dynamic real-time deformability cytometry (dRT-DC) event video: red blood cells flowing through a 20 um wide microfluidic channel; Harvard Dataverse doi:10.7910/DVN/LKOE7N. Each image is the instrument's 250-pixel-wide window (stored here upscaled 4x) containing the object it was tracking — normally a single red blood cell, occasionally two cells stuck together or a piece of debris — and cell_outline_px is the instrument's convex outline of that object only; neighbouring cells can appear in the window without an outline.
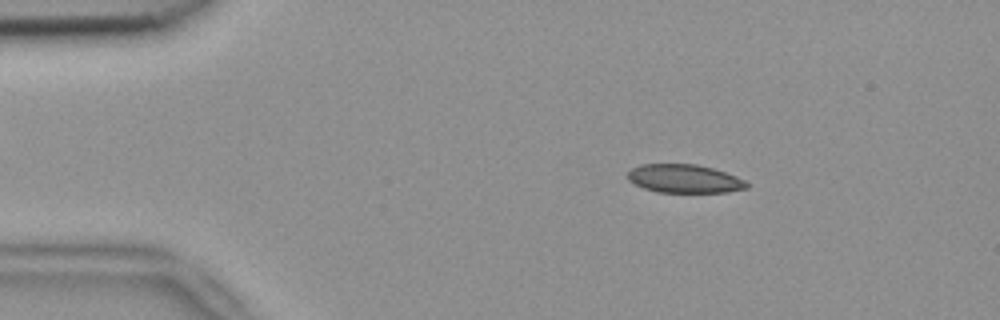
{"species": "common noctule bat (a hibernating species)", "species_latin": "Nyctalus noctula", "temperature_condition": "room temperature", "stored_images_in_passage": 52, "camera_frame_rate_fps": 3000, "um_per_image_px": 0.085, "animal": {"sex": "female", "body_mass_g": 18.4}, "frame": {"image": 1, "passage_image": 8, "time_ms": 2.333, "image_size_px": [1000, 320], "cell_outline_px": [[748, 188], [728, 192], [656, 192], [644, 188], [628, 180], [628, 172], [632, 168], [640, 164], [696, 164], [712, 168], [736, 176], [744, 180], [748, 184]], "centroid_in_image_um": [58.17, 15.19], "position_along_channel_um": 26.8, "area_um2": 19.65}}
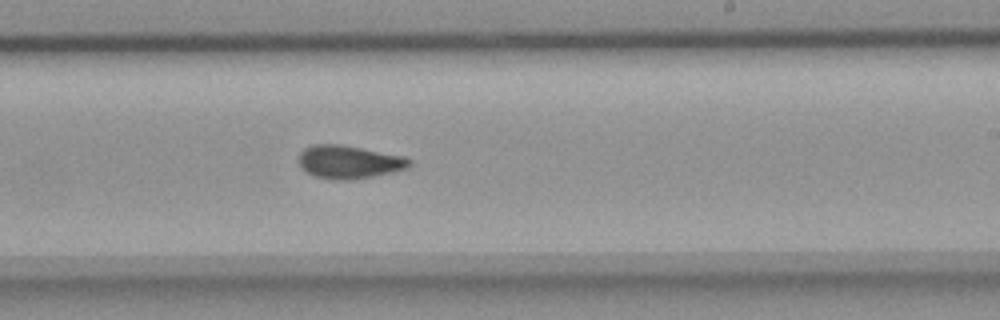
{"frame": {"image": 2, "passage_image": 31, "time_ms": 10.0, "image_size_px": [1000, 320], "cell_outline_px": [[412, 164], [408, 168], [392, 172], [352, 180], [332, 180], [312, 176], [300, 168], [296, 160], [300, 152], [304, 148], [312, 144], [340, 144], [404, 156], [412, 160]], "centroid_in_image_um": [29.61, 13.77], "position_along_channel_um": 259.4, "area_um2": 21.79}}
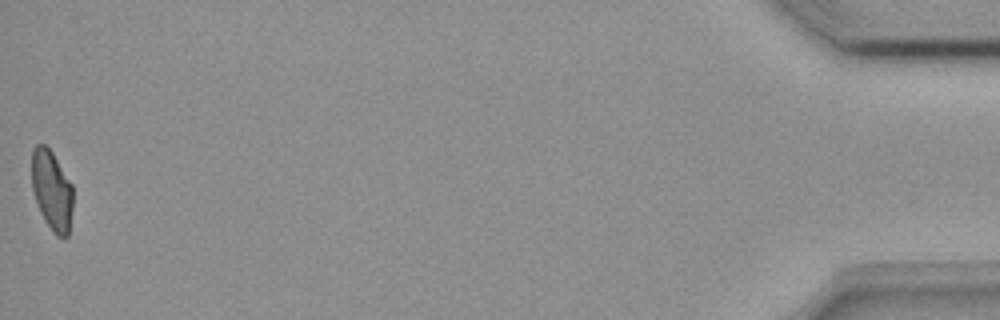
{"frame": {"image": 3, "passage_image": 52, "time_ms": 17.0, "image_size_px": [1000, 320], "cell_outline_px": [[72, 208], [68, 236], [64, 240], [56, 236], [52, 232], [44, 220], [40, 212], [32, 188], [32, 148], [36, 144], [44, 144], [52, 152], [72, 184]], "centroid_in_image_um": [4.4, 16.21], "position_along_channel_um": 430.8, "area_um2": 19.31}, "authors_computed_cell_mechanics": {"area_um2": 20.6924, "velocity_mm_per_s": 3.8344, "shape_relaxation_time_tau1_ms": null, "shape_relaxation_time_tau2_ms": 1.8794, "deformation_change_tau1": null, "deformation_change_tau2": 0.0694}}